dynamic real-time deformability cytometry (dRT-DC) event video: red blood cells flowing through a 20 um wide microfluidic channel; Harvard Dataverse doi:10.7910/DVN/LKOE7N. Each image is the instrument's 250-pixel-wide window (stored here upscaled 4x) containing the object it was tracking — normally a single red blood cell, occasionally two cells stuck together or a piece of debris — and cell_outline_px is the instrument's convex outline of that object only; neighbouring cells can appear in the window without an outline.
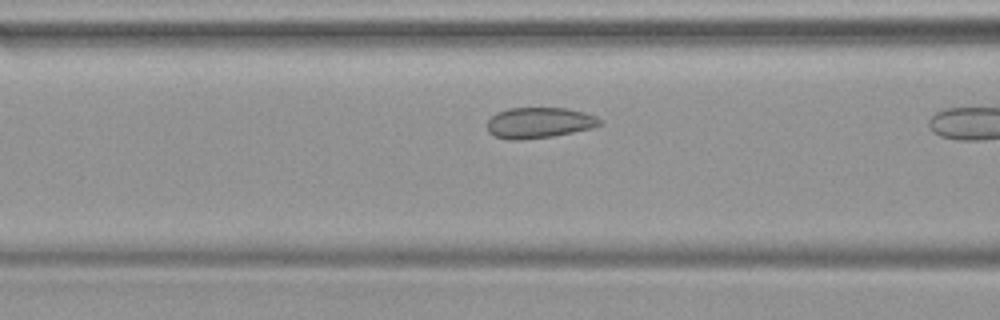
{"species": "common noctule bat (a hibernating species)", "species_latin": "Nyctalus noctula", "temperature_condition": "warm", "stored_images_in_passage": 10, "camera_frame_rate_fps": 3000, "um_per_image_px": 0.085, "animal": {"sex": "female", "body_mass_g": 19.9}, "frame": {"image": 1, "passage_image": 9, "time_ms": 2.667, "image_size_px": [1000, 320], "cell_outline_px": [[604, 124], [592, 128], [552, 136], [520, 140], [508, 140], [496, 136], [488, 132], [488, 120], [496, 112], [508, 108], [568, 108], [584, 112], [596, 116], [604, 120]], "centroid_in_image_um": [45.86, 10.43], "position_along_channel_um": 120.7, "area_um2": 20.35}}